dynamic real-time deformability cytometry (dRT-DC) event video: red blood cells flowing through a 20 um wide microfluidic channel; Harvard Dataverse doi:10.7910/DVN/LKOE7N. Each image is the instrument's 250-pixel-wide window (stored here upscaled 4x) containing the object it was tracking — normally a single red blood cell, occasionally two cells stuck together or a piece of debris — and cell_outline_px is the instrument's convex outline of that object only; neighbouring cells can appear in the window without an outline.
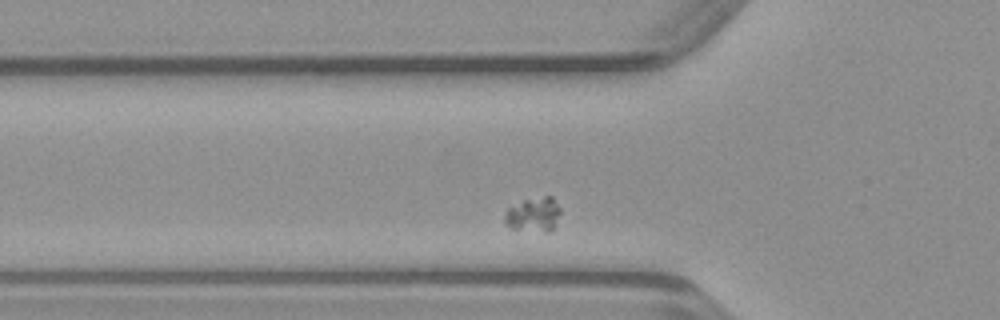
{"species": "common noctule bat (a hibernating species)", "species_latin": "Nyctalus noctula", "temperature_condition": "warm", "stored_images_in_passage": 29, "camera_frame_rate_fps": 3000, "um_per_image_px": 0.085, "animal": {"sex": "male", "body_mass_g": 23.1, "forearm_length_mm": 52.7}, "frame": {"image": 1, "passage_image": 5, "time_ms": 1.333, "image_size_px": [1000, 320], "cell_outline_px": [[560, 212], [552, 228], [548, 232], [544, 232], [512, 228], [504, 224], [504, 216], [508, 208], [524, 200], [544, 196], [552, 196], [560, 208]], "centroid_in_image_um": [45.33, 18.23], "position_along_channel_um": 80.5, "area_um2": 10.98}}
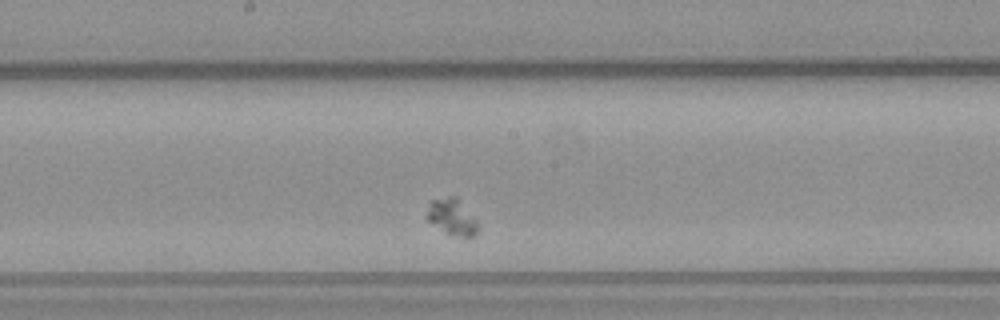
{"frame": {"image": 2, "passage_image": 15, "time_ms": 4.667, "image_size_px": [1000, 320], "cell_outline_px": [[480, 228], [472, 236], [460, 236], [448, 232], [428, 220], [428, 212], [432, 200], [448, 196], [456, 196], [460, 200], [476, 220]], "centroid_in_image_um": [38.48, 18.41], "position_along_channel_um": 209.7, "area_um2": 10.17}}
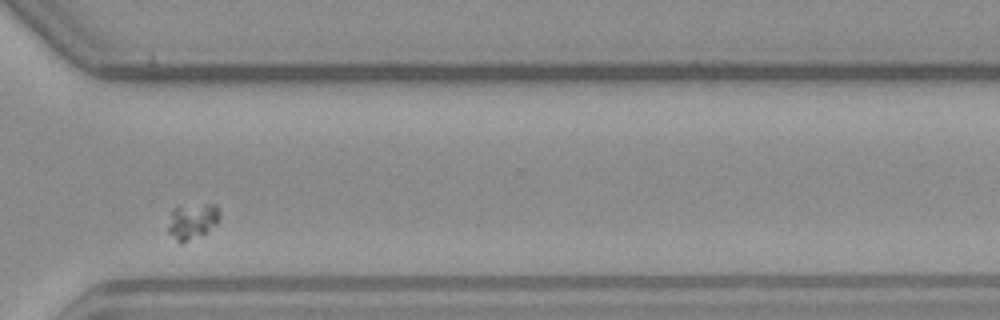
{"frame": {"image": 3, "passage_image": 26, "time_ms": 8.333, "image_size_px": [1000, 320], "cell_outline_px": [[220, 220], [208, 232], [180, 244], [168, 232], [168, 228], [172, 208], [204, 204], [216, 204], [220, 212]], "centroid_in_image_um": [16.38, 18.81], "position_along_channel_um": 354.2, "area_um2": 10.75}}